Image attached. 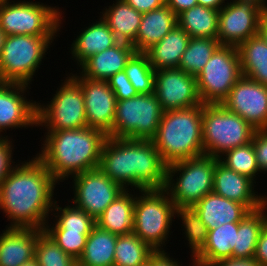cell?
Wrapping results in <instances>:
<instances>
[{
  "instance_id": "obj_1",
  "label": "cell",
  "mask_w": 267,
  "mask_h": 266,
  "mask_svg": "<svg viewBox=\"0 0 267 266\" xmlns=\"http://www.w3.org/2000/svg\"><path fill=\"white\" fill-rule=\"evenodd\" d=\"M21 161L0 184V210L10 222L7 228L44 229L60 183L36 155Z\"/></svg>"
},
{
  "instance_id": "obj_2",
  "label": "cell",
  "mask_w": 267,
  "mask_h": 266,
  "mask_svg": "<svg viewBox=\"0 0 267 266\" xmlns=\"http://www.w3.org/2000/svg\"><path fill=\"white\" fill-rule=\"evenodd\" d=\"M98 168L125 190L165 187L167 164L151 140L108 137Z\"/></svg>"
},
{
  "instance_id": "obj_3",
  "label": "cell",
  "mask_w": 267,
  "mask_h": 266,
  "mask_svg": "<svg viewBox=\"0 0 267 266\" xmlns=\"http://www.w3.org/2000/svg\"><path fill=\"white\" fill-rule=\"evenodd\" d=\"M107 138L102 131L90 127L46 130L41 151L36 156L59 183L64 182L99 167Z\"/></svg>"
},
{
  "instance_id": "obj_4",
  "label": "cell",
  "mask_w": 267,
  "mask_h": 266,
  "mask_svg": "<svg viewBox=\"0 0 267 266\" xmlns=\"http://www.w3.org/2000/svg\"><path fill=\"white\" fill-rule=\"evenodd\" d=\"M151 141L167 165L204 155L202 104L163 112Z\"/></svg>"
},
{
  "instance_id": "obj_5",
  "label": "cell",
  "mask_w": 267,
  "mask_h": 266,
  "mask_svg": "<svg viewBox=\"0 0 267 266\" xmlns=\"http://www.w3.org/2000/svg\"><path fill=\"white\" fill-rule=\"evenodd\" d=\"M175 211V204L164 189L136 190L133 233L152 250L164 251L173 233L170 230Z\"/></svg>"
},
{
  "instance_id": "obj_6",
  "label": "cell",
  "mask_w": 267,
  "mask_h": 266,
  "mask_svg": "<svg viewBox=\"0 0 267 266\" xmlns=\"http://www.w3.org/2000/svg\"><path fill=\"white\" fill-rule=\"evenodd\" d=\"M218 162L217 158L202 155L167 165L164 190L176 208H192L213 192L214 170Z\"/></svg>"
},
{
  "instance_id": "obj_7",
  "label": "cell",
  "mask_w": 267,
  "mask_h": 266,
  "mask_svg": "<svg viewBox=\"0 0 267 266\" xmlns=\"http://www.w3.org/2000/svg\"><path fill=\"white\" fill-rule=\"evenodd\" d=\"M56 37L7 35L0 54V82L32 84Z\"/></svg>"
},
{
  "instance_id": "obj_8",
  "label": "cell",
  "mask_w": 267,
  "mask_h": 266,
  "mask_svg": "<svg viewBox=\"0 0 267 266\" xmlns=\"http://www.w3.org/2000/svg\"><path fill=\"white\" fill-rule=\"evenodd\" d=\"M59 9L40 1L1 0L0 28L6 35L58 36L64 20Z\"/></svg>"
},
{
  "instance_id": "obj_9",
  "label": "cell",
  "mask_w": 267,
  "mask_h": 266,
  "mask_svg": "<svg viewBox=\"0 0 267 266\" xmlns=\"http://www.w3.org/2000/svg\"><path fill=\"white\" fill-rule=\"evenodd\" d=\"M254 129L222 104H202L204 155L219 158L227 151L252 142Z\"/></svg>"
},
{
  "instance_id": "obj_10",
  "label": "cell",
  "mask_w": 267,
  "mask_h": 266,
  "mask_svg": "<svg viewBox=\"0 0 267 266\" xmlns=\"http://www.w3.org/2000/svg\"><path fill=\"white\" fill-rule=\"evenodd\" d=\"M64 79L50 102H37V128L67 130L87 127L82 88L70 74Z\"/></svg>"
},
{
  "instance_id": "obj_11",
  "label": "cell",
  "mask_w": 267,
  "mask_h": 266,
  "mask_svg": "<svg viewBox=\"0 0 267 266\" xmlns=\"http://www.w3.org/2000/svg\"><path fill=\"white\" fill-rule=\"evenodd\" d=\"M162 114L155 93L117 100L112 138L151 140L157 132Z\"/></svg>"
},
{
  "instance_id": "obj_12",
  "label": "cell",
  "mask_w": 267,
  "mask_h": 266,
  "mask_svg": "<svg viewBox=\"0 0 267 266\" xmlns=\"http://www.w3.org/2000/svg\"><path fill=\"white\" fill-rule=\"evenodd\" d=\"M241 77L237 47L220 45L196 76L197 91L202 104H221Z\"/></svg>"
},
{
  "instance_id": "obj_13",
  "label": "cell",
  "mask_w": 267,
  "mask_h": 266,
  "mask_svg": "<svg viewBox=\"0 0 267 266\" xmlns=\"http://www.w3.org/2000/svg\"><path fill=\"white\" fill-rule=\"evenodd\" d=\"M74 206L96 220L125 189L107 177L99 168L87 170L70 177ZM73 178V179H72Z\"/></svg>"
},
{
  "instance_id": "obj_14",
  "label": "cell",
  "mask_w": 267,
  "mask_h": 266,
  "mask_svg": "<svg viewBox=\"0 0 267 266\" xmlns=\"http://www.w3.org/2000/svg\"><path fill=\"white\" fill-rule=\"evenodd\" d=\"M219 10L217 40L221 45L238 46L256 36L266 10L252 0H229Z\"/></svg>"
},
{
  "instance_id": "obj_15",
  "label": "cell",
  "mask_w": 267,
  "mask_h": 266,
  "mask_svg": "<svg viewBox=\"0 0 267 266\" xmlns=\"http://www.w3.org/2000/svg\"><path fill=\"white\" fill-rule=\"evenodd\" d=\"M154 93L163 112L202 104L197 91L196 77L179 68L155 71Z\"/></svg>"
},
{
  "instance_id": "obj_16",
  "label": "cell",
  "mask_w": 267,
  "mask_h": 266,
  "mask_svg": "<svg viewBox=\"0 0 267 266\" xmlns=\"http://www.w3.org/2000/svg\"><path fill=\"white\" fill-rule=\"evenodd\" d=\"M221 104L254 129H267V86L242 76Z\"/></svg>"
},
{
  "instance_id": "obj_17",
  "label": "cell",
  "mask_w": 267,
  "mask_h": 266,
  "mask_svg": "<svg viewBox=\"0 0 267 266\" xmlns=\"http://www.w3.org/2000/svg\"><path fill=\"white\" fill-rule=\"evenodd\" d=\"M82 88L85 101L87 127L112 137L116 97L107 81L87 79L79 73H70Z\"/></svg>"
},
{
  "instance_id": "obj_18",
  "label": "cell",
  "mask_w": 267,
  "mask_h": 266,
  "mask_svg": "<svg viewBox=\"0 0 267 266\" xmlns=\"http://www.w3.org/2000/svg\"><path fill=\"white\" fill-rule=\"evenodd\" d=\"M29 86L22 83L0 82V137H9L2 134L10 128L12 131V129L36 127L37 101L27 99L26 92L31 89Z\"/></svg>"
},
{
  "instance_id": "obj_19",
  "label": "cell",
  "mask_w": 267,
  "mask_h": 266,
  "mask_svg": "<svg viewBox=\"0 0 267 266\" xmlns=\"http://www.w3.org/2000/svg\"><path fill=\"white\" fill-rule=\"evenodd\" d=\"M255 184L249 177L228 169L220 162L216 164L213 192L244 204L250 211L258 210L267 203V196L254 190Z\"/></svg>"
},
{
  "instance_id": "obj_20",
  "label": "cell",
  "mask_w": 267,
  "mask_h": 266,
  "mask_svg": "<svg viewBox=\"0 0 267 266\" xmlns=\"http://www.w3.org/2000/svg\"><path fill=\"white\" fill-rule=\"evenodd\" d=\"M136 52L132 44L118 42L113 47L86 59L78 68L87 79L107 81L114 74L124 71L128 60Z\"/></svg>"
},
{
  "instance_id": "obj_21",
  "label": "cell",
  "mask_w": 267,
  "mask_h": 266,
  "mask_svg": "<svg viewBox=\"0 0 267 266\" xmlns=\"http://www.w3.org/2000/svg\"><path fill=\"white\" fill-rule=\"evenodd\" d=\"M5 228L0 234V266H21L32 260L43 229Z\"/></svg>"
},
{
  "instance_id": "obj_22",
  "label": "cell",
  "mask_w": 267,
  "mask_h": 266,
  "mask_svg": "<svg viewBox=\"0 0 267 266\" xmlns=\"http://www.w3.org/2000/svg\"><path fill=\"white\" fill-rule=\"evenodd\" d=\"M208 230L226 223L240 222L249 212L244 204L211 192L193 207Z\"/></svg>"
},
{
  "instance_id": "obj_23",
  "label": "cell",
  "mask_w": 267,
  "mask_h": 266,
  "mask_svg": "<svg viewBox=\"0 0 267 266\" xmlns=\"http://www.w3.org/2000/svg\"><path fill=\"white\" fill-rule=\"evenodd\" d=\"M98 19L83 30L81 29L79 31L81 33L71 44V59L78 64L77 66H80L89 57L109 49L119 42L102 17L99 16Z\"/></svg>"
},
{
  "instance_id": "obj_24",
  "label": "cell",
  "mask_w": 267,
  "mask_h": 266,
  "mask_svg": "<svg viewBox=\"0 0 267 266\" xmlns=\"http://www.w3.org/2000/svg\"><path fill=\"white\" fill-rule=\"evenodd\" d=\"M177 25V15L166 5L145 12L135 41L132 43L136 52H145L152 45L162 40Z\"/></svg>"
},
{
  "instance_id": "obj_25",
  "label": "cell",
  "mask_w": 267,
  "mask_h": 266,
  "mask_svg": "<svg viewBox=\"0 0 267 266\" xmlns=\"http://www.w3.org/2000/svg\"><path fill=\"white\" fill-rule=\"evenodd\" d=\"M190 39L189 34L176 25L162 40L145 51L153 69L178 68Z\"/></svg>"
},
{
  "instance_id": "obj_26",
  "label": "cell",
  "mask_w": 267,
  "mask_h": 266,
  "mask_svg": "<svg viewBox=\"0 0 267 266\" xmlns=\"http://www.w3.org/2000/svg\"><path fill=\"white\" fill-rule=\"evenodd\" d=\"M134 193V194H133ZM125 190L95 220L96 225L117 236L133 232L135 190Z\"/></svg>"
},
{
  "instance_id": "obj_27",
  "label": "cell",
  "mask_w": 267,
  "mask_h": 266,
  "mask_svg": "<svg viewBox=\"0 0 267 266\" xmlns=\"http://www.w3.org/2000/svg\"><path fill=\"white\" fill-rule=\"evenodd\" d=\"M107 7L100 12L102 19L119 42L132 44L136 39L143 13L138 12L125 0H115Z\"/></svg>"
},
{
  "instance_id": "obj_28",
  "label": "cell",
  "mask_w": 267,
  "mask_h": 266,
  "mask_svg": "<svg viewBox=\"0 0 267 266\" xmlns=\"http://www.w3.org/2000/svg\"><path fill=\"white\" fill-rule=\"evenodd\" d=\"M238 222L226 223L208 230L203 250L193 259L195 264L209 266L213 262L232 257Z\"/></svg>"
},
{
  "instance_id": "obj_29",
  "label": "cell",
  "mask_w": 267,
  "mask_h": 266,
  "mask_svg": "<svg viewBox=\"0 0 267 266\" xmlns=\"http://www.w3.org/2000/svg\"><path fill=\"white\" fill-rule=\"evenodd\" d=\"M242 76L267 86V43L257 34L237 46Z\"/></svg>"
},
{
  "instance_id": "obj_30",
  "label": "cell",
  "mask_w": 267,
  "mask_h": 266,
  "mask_svg": "<svg viewBox=\"0 0 267 266\" xmlns=\"http://www.w3.org/2000/svg\"><path fill=\"white\" fill-rule=\"evenodd\" d=\"M117 235L95 225L86 240L84 251L77 261L80 266H114Z\"/></svg>"
},
{
  "instance_id": "obj_31",
  "label": "cell",
  "mask_w": 267,
  "mask_h": 266,
  "mask_svg": "<svg viewBox=\"0 0 267 266\" xmlns=\"http://www.w3.org/2000/svg\"><path fill=\"white\" fill-rule=\"evenodd\" d=\"M267 223V203L249 212L240 222L232 250V258H253L259 234Z\"/></svg>"
},
{
  "instance_id": "obj_32",
  "label": "cell",
  "mask_w": 267,
  "mask_h": 266,
  "mask_svg": "<svg viewBox=\"0 0 267 266\" xmlns=\"http://www.w3.org/2000/svg\"><path fill=\"white\" fill-rule=\"evenodd\" d=\"M219 10L196 5L177 15V25L191 38H217Z\"/></svg>"
},
{
  "instance_id": "obj_33",
  "label": "cell",
  "mask_w": 267,
  "mask_h": 266,
  "mask_svg": "<svg viewBox=\"0 0 267 266\" xmlns=\"http://www.w3.org/2000/svg\"><path fill=\"white\" fill-rule=\"evenodd\" d=\"M58 201H55L51 216L54 223L49 221L46 223L43 230H67V232H91L96 225L95 220L82 209L69 203L65 207L58 206ZM56 211V212H55ZM55 219V220H54Z\"/></svg>"
},
{
  "instance_id": "obj_34",
  "label": "cell",
  "mask_w": 267,
  "mask_h": 266,
  "mask_svg": "<svg viewBox=\"0 0 267 266\" xmlns=\"http://www.w3.org/2000/svg\"><path fill=\"white\" fill-rule=\"evenodd\" d=\"M220 45L215 38H191L178 68L196 77Z\"/></svg>"
},
{
  "instance_id": "obj_35",
  "label": "cell",
  "mask_w": 267,
  "mask_h": 266,
  "mask_svg": "<svg viewBox=\"0 0 267 266\" xmlns=\"http://www.w3.org/2000/svg\"><path fill=\"white\" fill-rule=\"evenodd\" d=\"M175 217L181 219L184 237L186 238L191 250V259L193 260L204 248L206 243L208 229L201 221L200 216L193 208H176Z\"/></svg>"
},
{
  "instance_id": "obj_36",
  "label": "cell",
  "mask_w": 267,
  "mask_h": 266,
  "mask_svg": "<svg viewBox=\"0 0 267 266\" xmlns=\"http://www.w3.org/2000/svg\"><path fill=\"white\" fill-rule=\"evenodd\" d=\"M153 251L133 232L117 236L114 266H138Z\"/></svg>"
},
{
  "instance_id": "obj_37",
  "label": "cell",
  "mask_w": 267,
  "mask_h": 266,
  "mask_svg": "<svg viewBox=\"0 0 267 266\" xmlns=\"http://www.w3.org/2000/svg\"><path fill=\"white\" fill-rule=\"evenodd\" d=\"M124 72L138 94L154 93L155 70L145 52H135L128 60Z\"/></svg>"
},
{
  "instance_id": "obj_38",
  "label": "cell",
  "mask_w": 267,
  "mask_h": 266,
  "mask_svg": "<svg viewBox=\"0 0 267 266\" xmlns=\"http://www.w3.org/2000/svg\"><path fill=\"white\" fill-rule=\"evenodd\" d=\"M219 162L230 170L245 175L255 183L260 170L258 168L256 153L252 142L233 148L219 158Z\"/></svg>"
},
{
  "instance_id": "obj_39",
  "label": "cell",
  "mask_w": 267,
  "mask_h": 266,
  "mask_svg": "<svg viewBox=\"0 0 267 266\" xmlns=\"http://www.w3.org/2000/svg\"><path fill=\"white\" fill-rule=\"evenodd\" d=\"M34 258L39 266H75L77 264V261L65 253L44 231L38 236Z\"/></svg>"
},
{
  "instance_id": "obj_40",
  "label": "cell",
  "mask_w": 267,
  "mask_h": 266,
  "mask_svg": "<svg viewBox=\"0 0 267 266\" xmlns=\"http://www.w3.org/2000/svg\"><path fill=\"white\" fill-rule=\"evenodd\" d=\"M56 244L76 261L82 255L90 232H67V230H43Z\"/></svg>"
},
{
  "instance_id": "obj_41",
  "label": "cell",
  "mask_w": 267,
  "mask_h": 266,
  "mask_svg": "<svg viewBox=\"0 0 267 266\" xmlns=\"http://www.w3.org/2000/svg\"><path fill=\"white\" fill-rule=\"evenodd\" d=\"M107 83L114 92L116 100L129 99L138 95L137 90L133 87L124 71L111 76Z\"/></svg>"
},
{
  "instance_id": "obj_42",
  "label": "cell",
  "mask_w": 267,
  "mask_h": 266,
  "mask_svg": "<svg viewBox=\"0 0 267 266\" xmlns=\"http://www.w3.org/2000/svg\"><path fill=\"white\" fill-rule=\"evenodd\" d=\"M13 141L11 137H0V184L16 165L13 159Z\"/></svg>"
},
{
  "instance_id": "obj_43",
  "label": "cell",
  "mask_w": 267,
  "mask_h": 266,
  "mask_svg": "<svg viewBox=\"0 0 267 266\" xmlns=\"http://www.w3.org/2000/svg\"><path fill=\"white\" fill-rule=\"evenodd\" d=\"M252 144L260 173L267 172V129L256 130L252 137Z\"/></svg>"
},
{
  "instance_id": "obj_44",
  "label": "cell",
  "mask_w": 267,
  "mask_h": 266,
  "mask_svg": "<svg viewBox=\"0 0 267 266\" xmlns=\"http://www.w3.org/2000/svg\"><path fill=\"white\" fill-rule=\"evenodd\" d=\"M260 266H267V223L262 228L253 257Z\"/></svg>"
},
{
  "instance_id": "obj_45",
  "label": "cell",
  "mask_w": 267,
  "mask_h": 266,
  "mask_svg": "<svg viewBox=\"0 0 267 266\" xmlns=\"http://www.w3.org/2000/svg\"><path fill=\"white\" fill-rule=\"evenodd\" d=\"M138 12L145 13L161 8L165 5V0H125Z\"/></svg>"
},
{
  "instance_id": "obj_46",
  "label": "cell",
  "mask_w": 267,
  "mask_h": 266,
  "mask_svg": "<svg viewBox=\"0 0 267 266\" xmlns=\"http://www.w3.org/2000/svg\"><path fill=\"white\" fill-rule=\"evenodd\" d=\"M179 260H175L172 256L170 257V253L164 251H153L152 252V266H182ZM189 266L190 265L189 263Z\"/></svg>"
},
{
  "instance_id": "obj_47",
  "label": "cell",
  "mask_w": 267,
  "mask_h": 266,
  "mask_svg": "<svg viewBox=\"0 0 267 266\" xmlns=\"http://www.w3.org/2000/svg\"><path fill=\"white\" fill-rule=\"evenodd\" d=\"M209 266H260L254 258H227L213 262Z\"/></svg>"
},
{
  "instance_id": "obj_48",
  "label": "cell",
  "mask_w": 267,
  "mask_h": 266,
  "mask_svg": "<svg viewBox=\"0 0 267 266\" xmlns=\"http://www.w3.org/2000/svg\"><path fill=\"white\" fill-rule=\"evenodd\" d=\"M165 5L168 6L176 15L198 5L197 0H165Z\"/></svg>"
},
{
  "instance_id": "obj_49",
  "label": "cell",
  "mask_w": 267,
  "mask_h": 266,
  "mask_svg": "<svg viewBox=\"0 0 267 266\" xmlns=\"http://www.w3.org/2000/svg\"><path fill=\"white\" fill-rule=\"evenodd\" d=\"M197 1L198 5L212 8L215 10H220L227 3V0H197Z\"/></svg>"
},
{
  "instance_id": "obj_50",
  "label": "cell",
  "mask_w": 267,
  "mask_h": 266,
  "mask_svg": "<svg viewBox=\"0 0 267 266\" xmlns=\"http://www.w3.org/2000/svg\"><path fill=\"white\" fill-rule=\"evenodd\" d=\"M258 34L267 43V11L262 15L260 19Z\"/></svg>"
},
{
  "instance_id": "obj_51",
  "label": "cell",
  "mask_w": 267,
  "mask_h": 266,
  "mask_svg": "<svg viewBox=\"0 0 267 266\" xmlns=\"http://www.w3.org/2000/svg\"><path fill=\"white\" fill-rule=\"evenodd\" d=\"M138 266H152V253L144 259Z\"/></svg>"
},
{
  "instance_id": "obj_52",
  "label": "cell",
  "mask_w": 267,
  "mask_h": 266,
  "mask_svg": "<svg viewBox=\"0 0 267 266\" xmlns=\"http://www.w3.org/2000/svg\"><path fill=\"white\" fill-rule=\"evenodd\" d=\"M6 34L4 33V31L0 28V54L1 51L3 50V46H4V42H5V38H6Z\"/></svg>"
},
{
  "instance_id": "obj_53",
  "label": "cell",
  "mask_w": 267,
  "mask_h": 266,
  "mask_svg": "<svg viewBox=\"0 0 267 266\" xmlns=\"http://www.w3.org/2000/svg\"><path fill=\"white\" fill-rule=\"evenodd\" d=\"M21 266H39L36 259L33 258L32 260L23 263Z\"/></svg>"
},
{
  "instance_id": "obj_54",
  "label": "cell",
  "mask_w": 267,
  "mask_h": 266,
  "mask_svg": "<svg viewBox=\"0 0 267 266\" xmlns=\"http://www.w3.org/2000/svg\"><path fill=\"white\" fill-rule=\"evenodd\" d=\"M267 11V0H252Z\"/></svg>"
},
{
  "instance_id": "obj_55",
  "label": "cell",
  "mask_w": 267,
  "mask_h": 266,
  "mask_svg": "<svg viewBox=\"0 0 267 266\" xmlns=\"http://www.w3.org/2000/svg\"><path fill=\"white\" fill-rule=\"evenodd\" d=\"M192 266H200L198 264H195L194 261L191 262Z\"/></svg>"
}]
</instances>
